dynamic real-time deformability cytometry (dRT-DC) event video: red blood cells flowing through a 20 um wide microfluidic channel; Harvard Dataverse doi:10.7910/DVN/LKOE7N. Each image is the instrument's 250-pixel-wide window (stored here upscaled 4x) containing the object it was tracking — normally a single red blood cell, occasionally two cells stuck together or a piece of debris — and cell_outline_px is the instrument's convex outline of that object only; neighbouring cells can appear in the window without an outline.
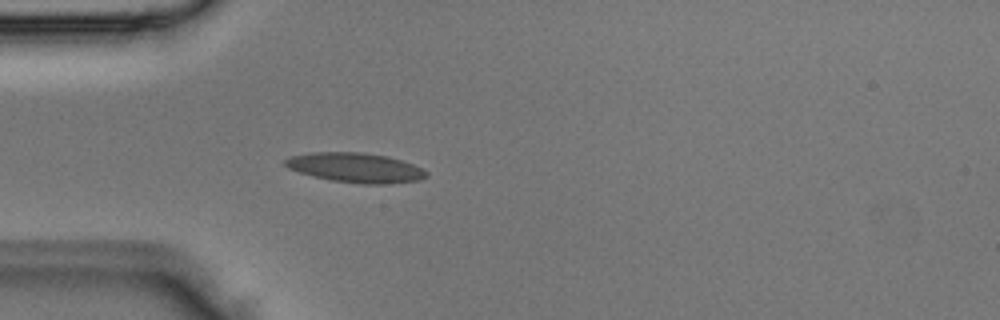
{"species": "Egyptian fruit bat (a non-hibernating species)", "species_latin": "Rousettus aegyptiacus", "temperature_condition": "room temperature", "stored_images_in_passage": 1, "camera_frame_rate_fps": 3000, "um_per_image_px": 0.085, "animal": {"sex": "male"}, "frame": {"image": 1, "passage_image": 1, "time_ms": 0.0, "image_size_px": [1000, 320], "cell_outline_px": [[428, 176], [416, 180], [384, 184], [364, 184], [332, 180], [300, 172], [288, 168], [284, 164], [284, 160], [288, 156], [312, 152], [360, 152], [388, 156], [412, 164], [428, 172]], "centroid_in_image_um": [30.19, 14.24], "position_along_channel_um": 54.8, "area_um2": 24.1}}